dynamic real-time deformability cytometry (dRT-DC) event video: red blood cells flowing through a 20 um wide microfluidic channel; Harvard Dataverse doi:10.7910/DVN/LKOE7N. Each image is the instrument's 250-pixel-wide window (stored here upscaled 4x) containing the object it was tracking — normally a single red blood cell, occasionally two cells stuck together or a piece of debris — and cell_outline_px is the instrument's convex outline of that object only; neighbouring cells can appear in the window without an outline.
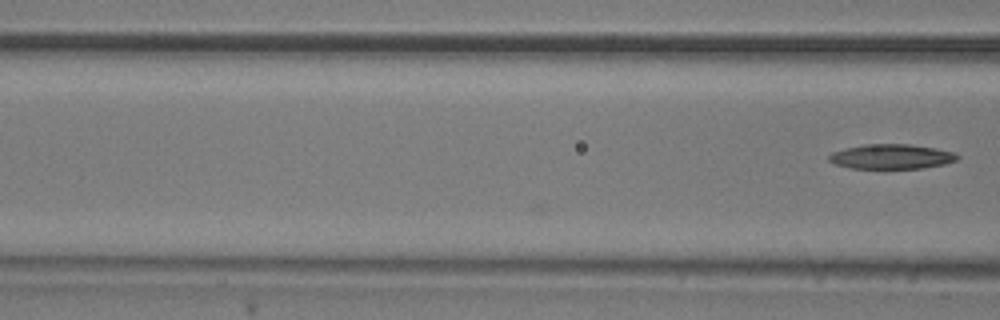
{"species": "common noctule bat (a hibernating species)", "species_latin": "Nyctalus noctula", "temperature_condition": "room temperature", "stored_images_in_passage": 5, "camera_frame_rate_fps": 3000, "um_per_image_px": 0.085, "animal": {"sex": "male", "body_mass_g": 20.5, "forearm_length_mm": 52.5}, "frame": {"image": 1, "passage_image": 5, "time_ms": 1.333, "image_size_px": [1000, 320], "cell_outline_px": [[960, 156], [956, 160], [944, 164], [924, 168], [852, 168], [836, 164], [828, 160], [828, 156], [832, 152], [844, 148], [864, 144], [912, 144], [936, 148], [952, 152]], "centroid_in_image_um": [75.76, 13.3], "position_along_channel_um": 90.8, "area_um2": 18.5}}